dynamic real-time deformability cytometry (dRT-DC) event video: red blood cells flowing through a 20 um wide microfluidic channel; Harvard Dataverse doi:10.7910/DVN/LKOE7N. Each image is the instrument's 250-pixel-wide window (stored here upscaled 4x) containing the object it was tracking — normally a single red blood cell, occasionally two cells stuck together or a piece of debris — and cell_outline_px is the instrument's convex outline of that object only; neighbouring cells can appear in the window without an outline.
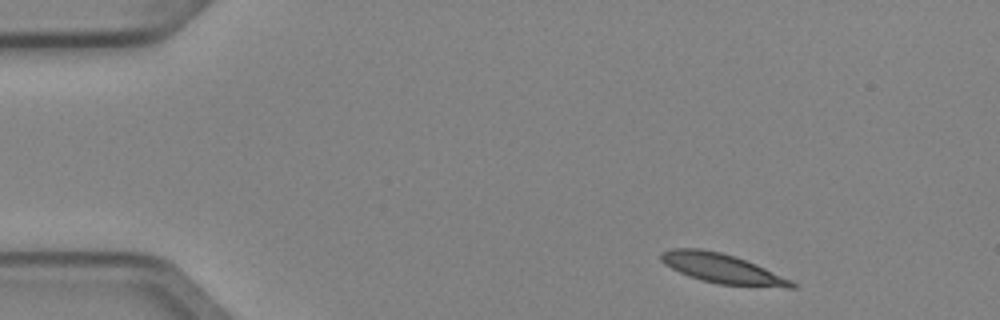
{"species": "Egyptian fruit bat (a non-hibernating species)", "species_latin": "Rousettus aegyptiacus", "temperature_condition": "cold", "stored_images_in_passage": 3, "camera_frame_rate_fps": 3000, "um_per_image_px": 0.085, "animal": {"sex": "female"}, "frame": {"image": 1, "passage_image": 1, "time_ms": 0.0, "image_size_px": [1000, 320], "cell_outline_px": [[796, 288], [788, 288], [720, 284], [704, 280], [680, 272], [664, 264], [660, 260], [660, 252], [668, 248], [700, 248], [720, 252], [756, 264], [792, 280], [796, 284]], "centroid_in_image_um": [61.37, 22.81], "position_along_channel_um": 23.6, "area_um2": 22.25}}